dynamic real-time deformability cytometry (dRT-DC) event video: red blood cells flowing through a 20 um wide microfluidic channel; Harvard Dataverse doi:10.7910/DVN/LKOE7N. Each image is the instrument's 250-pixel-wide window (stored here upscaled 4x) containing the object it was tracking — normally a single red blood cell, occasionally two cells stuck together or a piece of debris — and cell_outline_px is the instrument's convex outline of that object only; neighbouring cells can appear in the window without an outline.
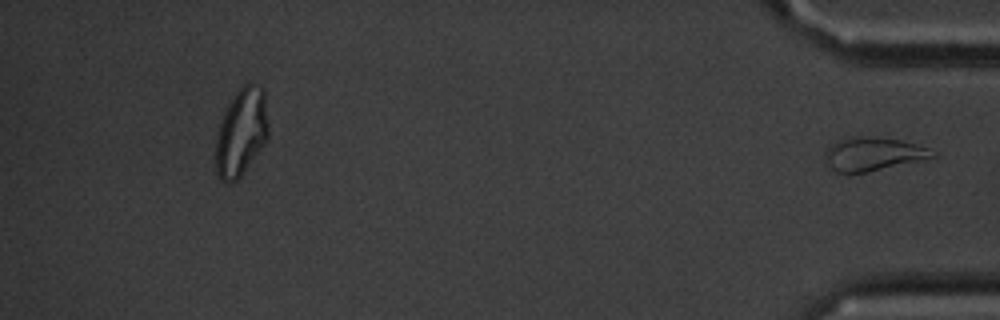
{"species": "common noctule bat (a hibernating species)", "species_latin": "Nyctalus noctula", "temperature_condition": "cold", "stored_images_in_passage": 41, "segment_of_instrument_passage": [2, 2], "camera_frame_rate_fps": 3000, "um_per_image_px": 0.085, "animal": {"sex": "male", "body_mass_g": 20.1, "forearm_length_mm": 53.5}, "frame": {"image": 1, "passage_image": 41, "time_ms": 13.333, "image_size_px": [1000, 320], "cell_outline_px": [[936, 156], [920, 160], [868, 172], [848, 176], [836, 172], [824, 164], [824, 152], [832, 144], [840, 140], [852, 136], [864, 136], [900, 140], [928, 148], [936, 152]], "centroid_in_image_um": [74.11, 13.13], "position_along_channel_um": 361.1, "area_um2": 21.21}}